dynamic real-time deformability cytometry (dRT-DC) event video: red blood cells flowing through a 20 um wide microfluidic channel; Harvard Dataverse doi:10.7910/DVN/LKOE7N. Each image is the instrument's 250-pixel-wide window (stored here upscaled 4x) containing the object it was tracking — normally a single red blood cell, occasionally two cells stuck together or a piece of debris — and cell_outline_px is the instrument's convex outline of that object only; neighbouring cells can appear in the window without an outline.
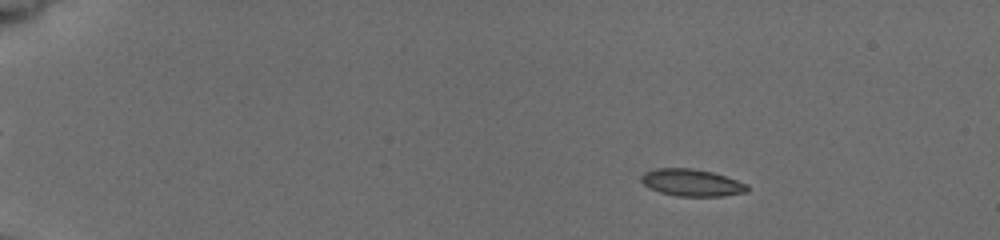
{"species": "common noctule bat (a hibernating species)", "species_latin": "Nyctalus noctula", "temperature_condition": "cold", "stored_images_in_passage": 15, "camera_frame_rate_fps": 3000, "um_per_image_px": 0.085, "animal": {"sex": "female", "body_mass_g": 19.5, "forearm_length_mm": 54.1}, "frame": {"image": 1, "passage_image": 7, "time_ms": 2.667, "image_size_px": [1000, 240], "cell_outline_px": [[748, 192], [724, 196], [676, 196], [660, 192], [648, 188], [640, 180], [640, 176], [644, 172], [656, 168], [692, 168], [712, 172], [748, 184]], "centroid_in_image_um": [58.78, 15.53], "position_along_channel_um": 26.2, "area_um2": 16.82}}
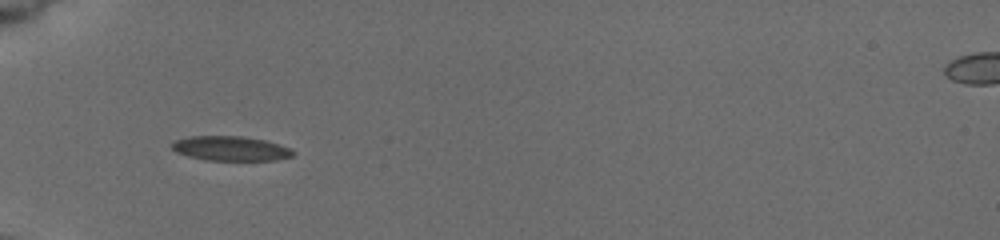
{"frame": {"image": 2, "passage_image": 13, "time_ms": 6.333, "image_size_px": [1000, 240], "cell_outline_px": [[296, 152], [292, 156], [276, 160], [204, 160], [188, 156], [176, 152], [172, 148], [172, 144], [176, 140], [192, 136], [244, 136], [264, 140], [288, 148]], "centroid_in_image_um": [19.59, 12.62], "position_along_channel_um": 65.4, "area_um2": 17.17}}
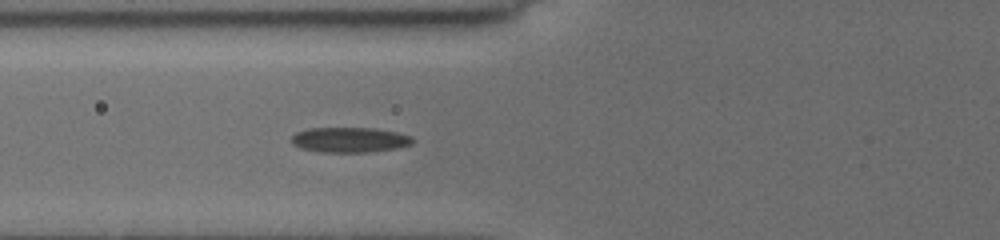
{"frame": {"image": 3, "passage_image": 15, "time_ms": 7.333, "image_size_px": [1000, 240], "cell_outline_px": [[416, 140], [412, 144], [396, 148], [368, 152], [320, 152], [300, 148], [292, 144], [292, 136], [296, 132], [308, 128], [372, 128], [396, 132], [412, 136]], "centroid_in_image_um": [29.72, 11.88], "position_along_channel_um": 96.1, "area_um2": 17.8}}